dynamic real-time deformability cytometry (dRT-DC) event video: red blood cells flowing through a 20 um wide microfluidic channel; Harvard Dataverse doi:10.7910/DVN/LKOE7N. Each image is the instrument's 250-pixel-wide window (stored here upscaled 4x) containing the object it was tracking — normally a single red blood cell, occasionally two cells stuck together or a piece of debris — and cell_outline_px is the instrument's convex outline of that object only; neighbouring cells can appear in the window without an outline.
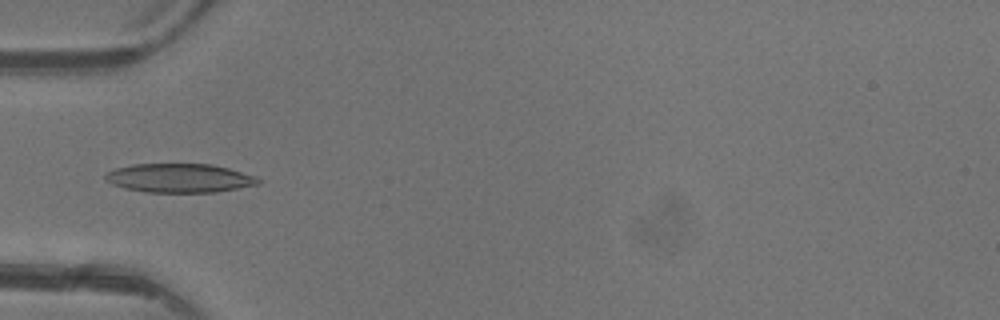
{"species": "common noctule bat (a hibernating species)", "species_latin": "Nyctalus noctula", "temperature_condition": "warm", "stored_images_in_passage": 5, "camera_frame_rate_fps": 3000, "um_per_image_px": 0.085, "animal": {"sex": "female"}, "frame": {"image": 1, "passage_image": 4, "time_ms": 5.0, "image_size_px": [1000, 320], "cell_outline_px": [[260, 184], [216, 192], [144, 192], [124, 188], [112, 184], [104, 180], [104, 176], [108, 172], [116, 168], [132, 164], [212, 164], [228, 168], [256, 176], [260, 180]], "centroid_in_image_um": [15.24, 15.14], "position_along_channel_um": 69.8, "area_um2": 25.78}}
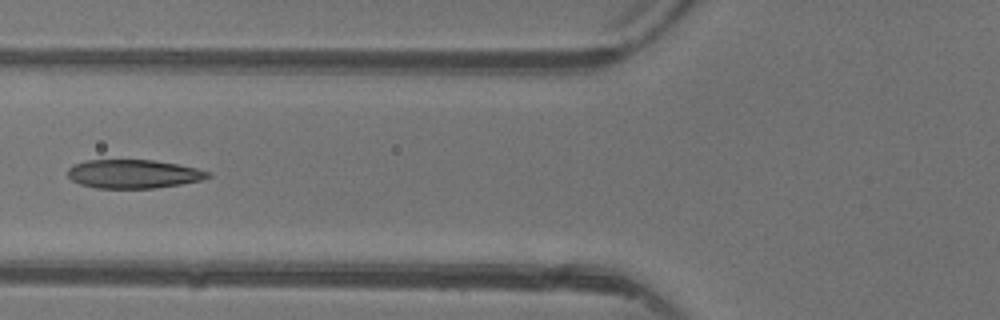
{"frame": {"image": 2, "passage_image": 5, "time_ms": 6.0, "image_size_px": [1000, 320], "cell_outline_px": [[212, 176], [200, 180], [180, 184], [156, 188], [96, 188], [80, 184], [72, 180], [68, 176], [68, 168], [84, 160], [156, 160], [196, 168], [208, 172]], "centroid_in_image_um": [11.32, 14.78], "position_along_channel_um": 114.5, "area_um2": 23.29}}